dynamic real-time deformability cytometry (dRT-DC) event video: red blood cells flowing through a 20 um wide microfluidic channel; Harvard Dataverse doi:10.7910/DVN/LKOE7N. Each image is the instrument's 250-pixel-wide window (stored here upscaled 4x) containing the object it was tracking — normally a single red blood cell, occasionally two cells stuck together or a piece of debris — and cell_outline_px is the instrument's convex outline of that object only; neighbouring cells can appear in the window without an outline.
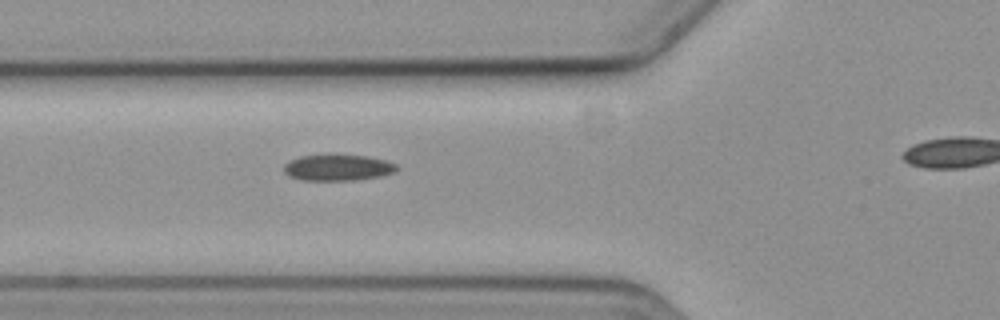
{"species": "common noctule bat (a hibernating species)", "species_latin": "Nyctalus noctula", "temperature_condition": "cold", "stored_images_in_passage": 5, "camera_frame_rate_fps": 3000, "um_per_image_px": 0.085, "animal": {"sex": "female", "body_mass_g": 19.3, "forearm_length_mm": 54.1}, "frame": {"image": 1, "passage_image": 5, "time_ms": 5.0, "image_size_px": [1000, 320], "cell_outline_px": [[396, 168], [392, 172], [380, 176], [356, 180], [300, 180], [288, 176], [284, 172], [284, 164], [300, 156], [328, 152], [332, 152], [368, 156], [388, 160], [396, 164]], "centroid_in_image_um": [28.67, 14.2], "position_along_channel_um": 97.1, "area_um2": 17.86}}